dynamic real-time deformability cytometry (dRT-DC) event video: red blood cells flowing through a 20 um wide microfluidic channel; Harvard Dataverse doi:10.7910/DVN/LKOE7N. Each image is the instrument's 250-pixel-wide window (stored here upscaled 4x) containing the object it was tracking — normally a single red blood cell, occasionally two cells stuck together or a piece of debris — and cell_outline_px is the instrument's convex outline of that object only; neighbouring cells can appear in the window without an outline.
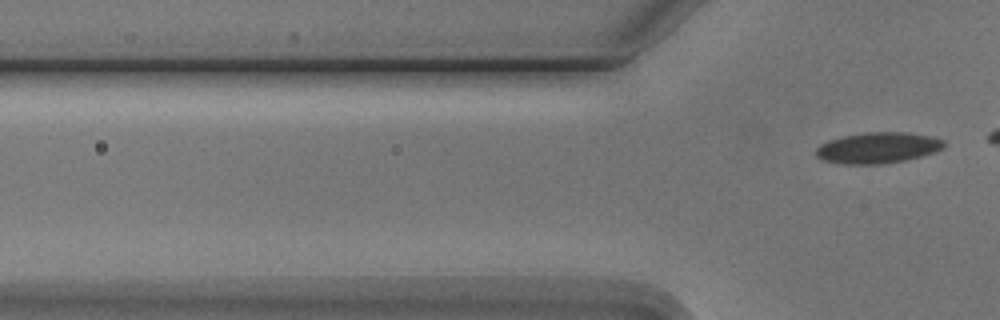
{"species": "Egyptian fruit bat (a non-hibernating species)", "species_latin": "Rousettus aegyptiacus", "temperature_condition": "cold", "stored_images_in_passage": 3, "segment_of_instrument_passage": [2, 2], "camera_frame_rate_fps": 3000, "um_per_image_px": 0.085, "animal": {"sex": "male"}, "frame": {"image": 1, "passage_image": 3, "time_ms": 2.333, "image_size_px": [1000, 320], "cell_outline_px": [[948, 144], [944, 148], [936, 152], [904, 160], [880, 164], [844, 164], [824, 160], [816, 156], [816, 148], [820, 144], [828, 140], [844, 136], [864, 132], [904, 132], [932, 136], [944, 140]], "centroid_in_image_um": [74.65, 12.55], "position_along_channel_um": 51.2, "area_um2": 23.18}}